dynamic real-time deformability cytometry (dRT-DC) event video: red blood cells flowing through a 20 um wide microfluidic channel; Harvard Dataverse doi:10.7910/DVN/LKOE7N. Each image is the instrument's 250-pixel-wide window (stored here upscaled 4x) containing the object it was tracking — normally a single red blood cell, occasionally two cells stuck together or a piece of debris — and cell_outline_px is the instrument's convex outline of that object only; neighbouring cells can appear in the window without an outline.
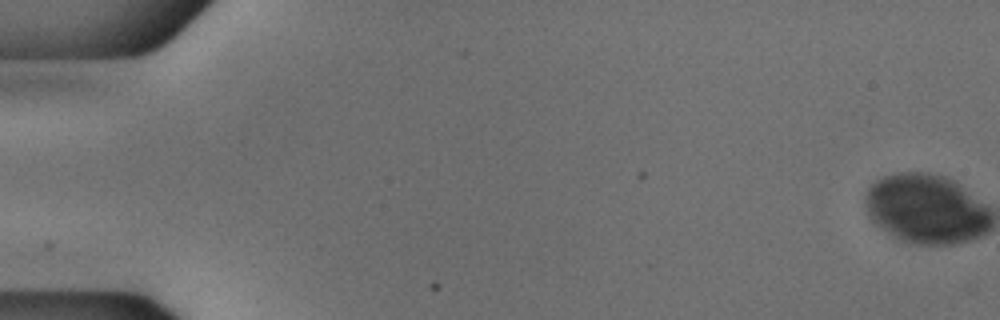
{"species": "common noctule bat (a hibernating species)", "species_latin": "Nyctalus noctula", "temperature_condition": "cold", "stored_images_in_passage": 3, "camera_frame_rate_fps": 3000, "um_per_image_px": 0.085, "animal": {"sex": "male", "body_mass_g": 18.8}, "frame": {"image": 1, "passage_image": 1, "time_ms": 0.0, "image_size_px": [1000, 320], "cell_outline_px": [[980, 224], [968, 228], [948, 232], [916, 232], [896, 216], [896, 212], [944, 200], [948, 200], [980, 216]], "centroid_in_image_um": [79.8, 18.49], "position_along_channel_um": 5.2, "area_um2": 13.53}}